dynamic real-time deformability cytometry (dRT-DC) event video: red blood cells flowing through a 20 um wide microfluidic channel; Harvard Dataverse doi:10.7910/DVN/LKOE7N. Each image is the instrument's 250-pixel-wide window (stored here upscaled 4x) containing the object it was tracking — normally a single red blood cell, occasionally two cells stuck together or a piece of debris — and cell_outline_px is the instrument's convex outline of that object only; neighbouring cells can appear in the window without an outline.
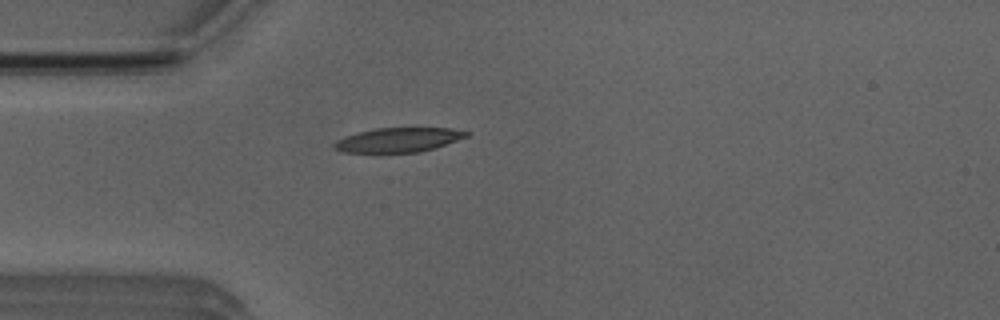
{"species": "Egyptian fruit bat (a non-hibernating species)", "species_latin": "Rousettus aegyptiacus", "temperature_condition": "room temperature", "stored_images_in_passage": 1, "camera_frame_rate_fps": 3000, "um_per_image_px": 0.085, "animal": {"sex": "male"}, "frame": {"image": 1, "passage_image": 1, "time_ms": 0.0, "image_size_px": [1000, 320], "cell_outline_px": [[472, 132], [468, 136], [436, 148], [420, 152], [340, 152], [332, 148], [332, 144], [336, 140], [344, 136], [376, 128], [452, 128]], "centroid_in_image_um": [33.86, 11.89], "position_along_channel_um": 51.1, "area_um2": 18.9}}